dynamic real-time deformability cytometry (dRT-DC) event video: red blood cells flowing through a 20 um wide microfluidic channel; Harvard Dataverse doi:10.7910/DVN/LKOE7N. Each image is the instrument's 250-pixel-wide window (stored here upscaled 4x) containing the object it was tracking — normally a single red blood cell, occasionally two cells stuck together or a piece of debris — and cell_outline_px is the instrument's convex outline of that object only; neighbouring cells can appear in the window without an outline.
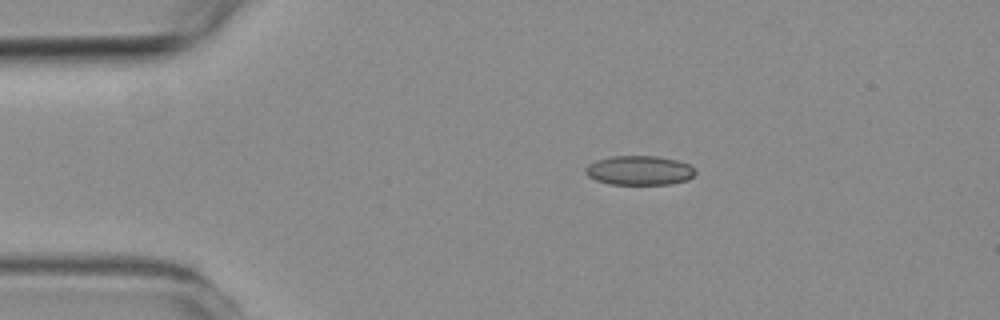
{"species": "common noctule bat (a hibernating species)", "species_latin": "Nyctalus noctula", "temperature_condition": "room temperature", "stored_images_in_passage": 3, "camera_frame_rate_fps": 3000, "um_per_image_px": 0.085, "animal": {"sex": "female", "body_mass_g": 19.3, "forearm_length_mm": 54.1}, "frame": {"image": 1, "passage_image": 1, "time_ms": 0.0, "image_size_px": [1000, 320], "cell_outline_px": [[696, 172], [688, 180], [668, 184], [612, 184], [596, 180], [588, 176], [584, 172], [584, 168], [588, 164], [596, 160], [612, 156], [656, 156], [676, 160], [688, 164]], "centroid_in_image_um": [54.31, 14.48], "position_along_channel_um": 30.7, "area_um2": 18.67}}
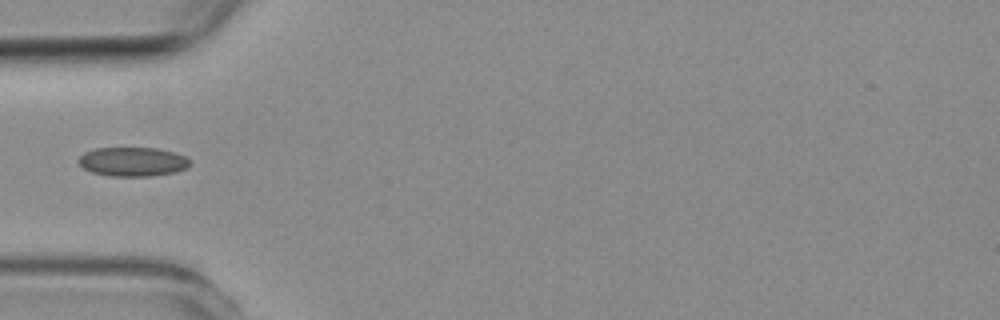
{"frame": {"image": 2, "passage_image": 3, "time_ms": 2.333, "image_size_px": [1000, 320], "cell_outline_px": [[192, 160], [184, 168], [176, 172], [152, 176], [112, 176], [92, 172], [84, 168], [76, 160], [84, 152], [96, 148], [156, 148], [176, 152]], "centroid_in_image_um": [11.27, 13.74], "position_along_channel_um": 73.7, "area_um2": 18.9}}